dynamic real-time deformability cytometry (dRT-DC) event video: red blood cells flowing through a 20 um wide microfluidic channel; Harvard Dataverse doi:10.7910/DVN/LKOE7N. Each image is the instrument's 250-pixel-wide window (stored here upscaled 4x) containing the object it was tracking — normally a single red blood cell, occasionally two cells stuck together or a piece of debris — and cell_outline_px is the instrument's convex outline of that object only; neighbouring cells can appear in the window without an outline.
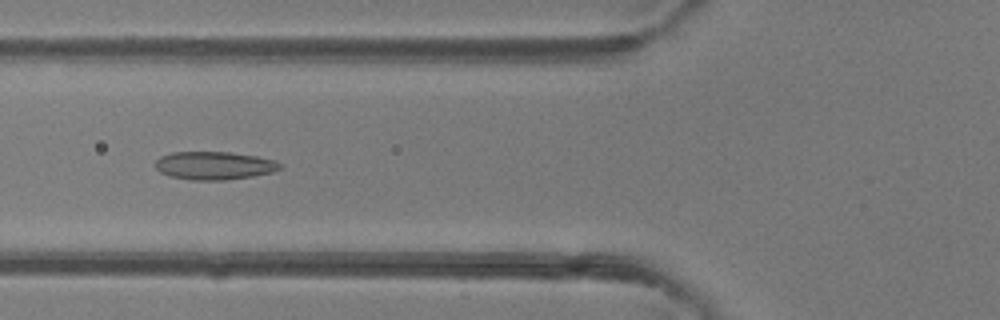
{"species": "common noctule bat (a hibernating species)", "species_latin": "Nyctalus noctula", "temperature_condition": "room temperature", "stored_images_in_passage": 32, "camera_frame_rate_fps": 3000, "um_per_image_px": 0.085, "animal": {"sex": "female"}, "frame": {"image": 1, "passage_image": 4, "time_ms": 1.0, "image_size_px": [1000, 320], "cell_outline_px": [[280, 168], [272, 172], [252, 176], [224, 180], [192, 180], [172, 176], [160, 172], [156, 168], [156, 160], [160, 156], [172, 152], [228, 152], [256, 156], [276, 160], [280, 164]], "centroid_in_image_um": [18.2, 14.07], "position_along_channel_um": 107.6, "area_um2": 20.23}}
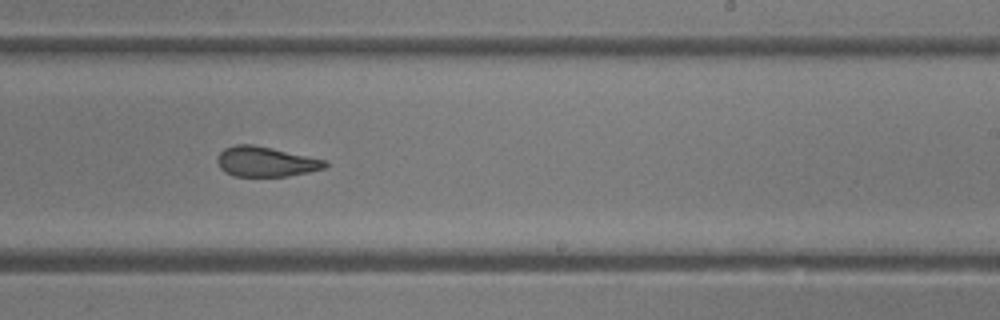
{"frame": {"image": 2, "passage_image": 15, "time_ms": 4.667, "image_size_px": [1000, 320], "cell_outline_px": [[328, 164], [324, 168], [308, 172], [288, 176], [236, 176], [224, 172], [220, 168], [216, 160], [220, 152], [224, 148], [236, 144], [252, 144], [272, 148], [328, 160]], "centroid_in_image_um": [22.58, 13.73], "position_along_channel_um": 266.4, "area_um2": 18.9}}
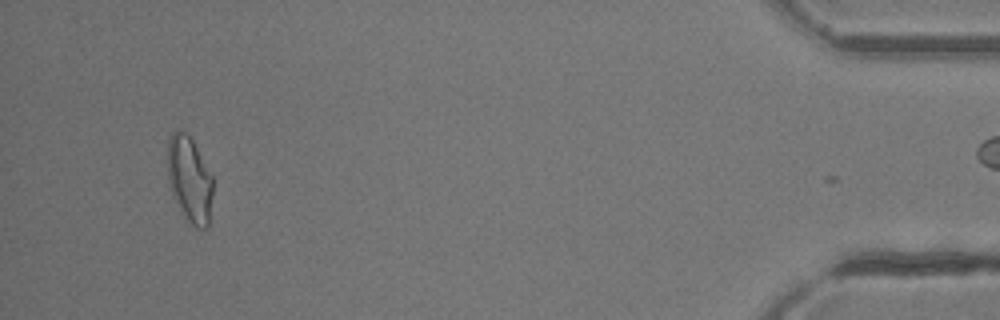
{"frame": {"image": 3, "passage_image": 31, "time_ms": 10.0, "image_size_px": [1000, 320], "cell_outline_px": [[212, 196], [208, 228], [196, 228], [188, 224], [172, 196], [168, 180], [168, 140], [172, 132], [184, 132], [192, 140], [212, 176]], "centroid_in_image_um": [16.1, 15.33], "position_along_channel_um": 419.1, "area_um2": 22.6}, "authors_computed_cell_mechanics": {"area_um2": 19.3919, "velocity_mm_per_s": 4.3244, "shape_relaxation_time_tau1_ms": null, "shape_relaxation_time_tau2_ms": 2.0327, "deformation_change_tau1": null, "deformation_change_tau2": 0.0947}}